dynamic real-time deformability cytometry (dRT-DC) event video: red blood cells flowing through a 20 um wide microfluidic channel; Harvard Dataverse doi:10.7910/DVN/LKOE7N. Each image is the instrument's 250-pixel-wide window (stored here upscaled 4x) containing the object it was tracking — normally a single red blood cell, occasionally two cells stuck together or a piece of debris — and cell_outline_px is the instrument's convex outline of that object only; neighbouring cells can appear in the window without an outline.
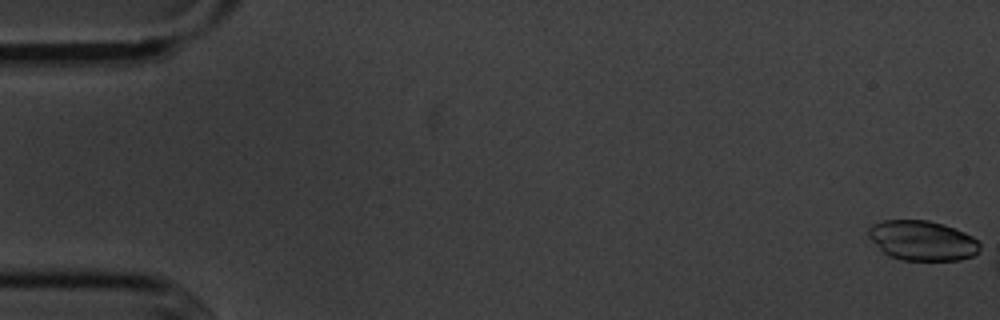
{"species": "common noctule bat (a hibernating species)", "species_latin": "Nyctalus noctula", "temperature_condition": "cold", "stored_images_in_passage": 4, "camera_frame_rate_fps": 3000, "um_per_image_px": 0.085, "animal": {"sex": "male", "body_mass_g": 20.1, "forearm_length_mm": 53.5}, "frame": {"image": 1, "passage_image": 1, "time_ms": 0.0, "image_size_px": [1000, 320], "cell_outline_px": [[980, 252], [972, 256], [960, 260], [900, 260], [888, 256], [868, 236], [868, 228], [872, 224], [884, 220], [928, 220], [944, 224], [964, 232], [972, 236], [980, 244]], "centroid_in_image_um": [78.41, 20.45], "position_along_channel_um": 6.6, "area_um2": 25.95}}